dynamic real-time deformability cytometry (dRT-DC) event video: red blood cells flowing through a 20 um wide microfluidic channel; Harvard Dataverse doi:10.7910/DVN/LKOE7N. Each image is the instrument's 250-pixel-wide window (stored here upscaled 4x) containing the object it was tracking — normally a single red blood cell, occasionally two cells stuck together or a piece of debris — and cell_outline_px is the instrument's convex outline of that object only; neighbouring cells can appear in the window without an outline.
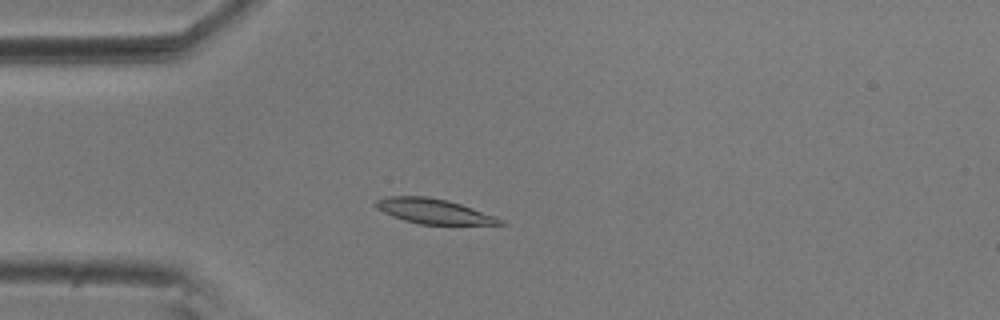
{"species": "common noctule bat (a hibernating species)", "species_latin": "Nyctalus noctula", "temperature_condition": "room temperature", "stored_images_in_passage": 51, "camera_frame_rate_fps": 3000, "um_per_image_px": 0.085, "animal": {"sex": "male", "body_mass_g": 20.5, "forearm_length_mm": 52.5}, "frame": {"image": 1, "passage_image": 10, "time_ms": 3.0, "image_size_px": [1000, 320], "cell_outline_px": [[508, 224], [420, 224], [404, 220], [392, 216], [376, 208], [372, 204], [376, 200], [388, 196], [428, 196], [460, 204], [496, 216], [504, 220]], "centroid_in_image_um": [36.84, 17.95], "position_along_channel_um": 48.2, "area_um2": 17.92}}
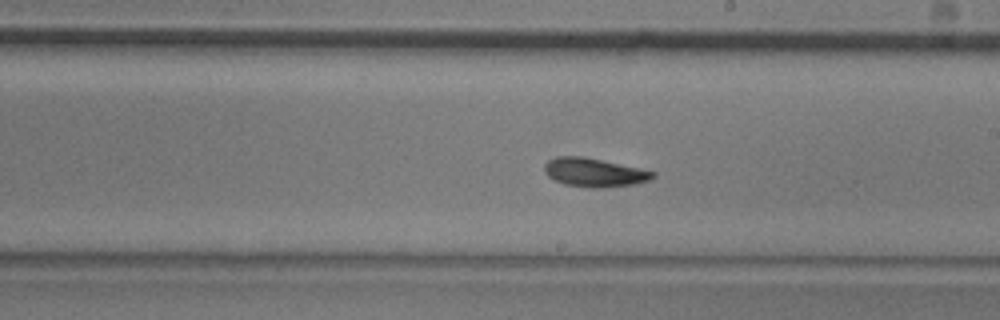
{"frame": {"image": 2, "passage_image": 27, "time_ms": 8.667, "image_size_px": [1000, 320], "cell_outline_px": [[656, 176], [648, 180], [636, 184], [604, 188], [588, 188], [564, 184], [548, 176], [544, 172], [544, 164], [548, 160], [556, 156], [580, 156], [640, 168], [656, 172]], "centroid_in_image_um": [50.5, 14.67], "position_along_channel_um": 238.5, "area_um2": 18.15}}
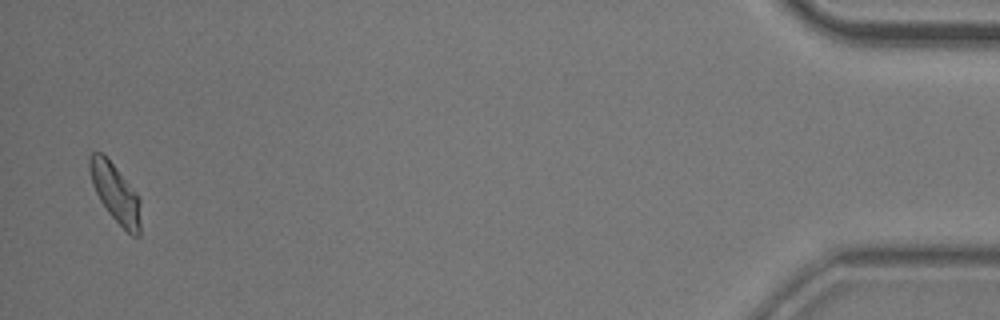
{"frame": {"image": 3, "passage_image": 50, "time_ms": 16.333, "image_size_px": [1000, 320], "cell_outline_px": [[140, 236], [132, 236], [108, 212], [100, 200], [92, 184], [88, 168], [88, 156], [92, 152], [100, 152], [116, 168], [136, 192], [140, 200]], "centroid_in_image_um": [9.8, 16.41], "position_along_channel_um": 425.4, "area_um2": 17.17}, "authors_computed_cell_mechanics": {"area_um2": 17.6868, "velocity_mm_per_s": 3.5811, "shape_relaxation_time_tau1_ms": 3.9521, "shape_relaxation_time_tau2_ms": 2.2075, "deformation_change_tau1": 0.1113, "deformation_change_tau2": 0.0614}}